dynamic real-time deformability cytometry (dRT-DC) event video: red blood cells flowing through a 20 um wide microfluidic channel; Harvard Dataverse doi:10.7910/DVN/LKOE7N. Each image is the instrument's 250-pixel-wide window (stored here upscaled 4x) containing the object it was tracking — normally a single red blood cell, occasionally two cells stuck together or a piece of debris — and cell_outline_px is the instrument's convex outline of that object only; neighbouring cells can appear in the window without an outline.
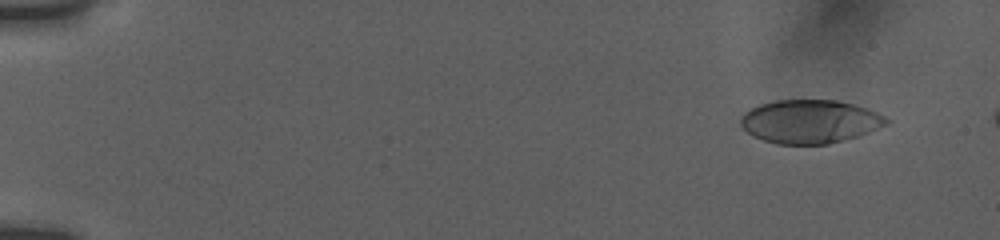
{"species": "human", "species_latin": "Homo sapiens", "temperature_condition": "room temperature", "stored_images_in_passage": 13, "camera_frame_rate_fps": 3000, "um_per_image_px": 0.085, "donor": {"sex": "female"}, "frame": {"image": 1, "passage_image": 3, "time_ms": 1.333, "image_size_px": [1000, 240], "cell_outline_px": [[892, 120], [888, 124], [860, 136], [828, 144], [776, 144], [752, 136], [740, 124], [740, 116], [744, 112], [760, 104], [776, 100], [836, 100], [852, 104], [876, 112]], "centroid_in_image_um": [68.84, 10.34], "position_along_channel_um": 16.2, "area_um2": 36.99}}
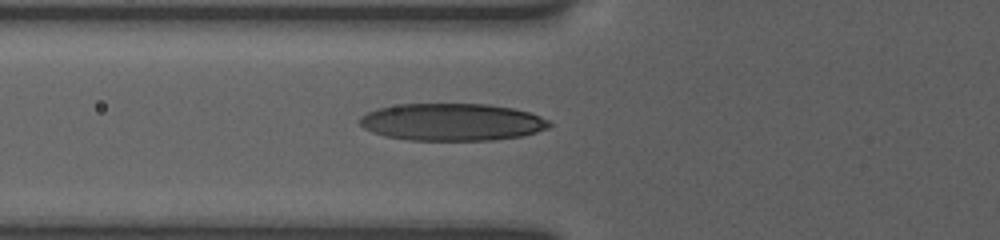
{"frame": {"image": 2, "passage_image": 10, "time_ms": 7.0, "image_size_px": [1000, 240], "cell_outline_px": [[552, 124], [548, 128], [524, 136], [492, 140], [408, 140], [388, 136], [372, 132], [364, 128], [360, 124], [360, 116], [376, 108], [400, 104], [488, 104], [512, 108], [528, 112], [540, 116], [548, 120]], "centroid_in_image_um": [38.43, 10.37], "position_along_channel_um": 87.4, "area_um2": 41.21}}
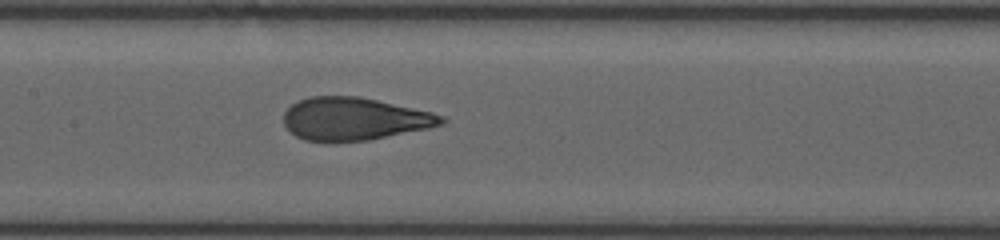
{"frame": {"image": 3, "passage_image": 13, "time_ms": 9.333, "image_size_px": [1000, 240], "cell_outline_px": [[448, 120], [444, 124], [428, 128], [368, 140], [304, 140], [288, 132], [284, 124], [284, 112], [292, 104], [300, 100], [312, 96], [360, 96], [432, 112], [444, 116]], "centroid_in_image_um": [30.12, 10.09], "position_along_channel_um": 177.3, "area_um2": 39.02}}